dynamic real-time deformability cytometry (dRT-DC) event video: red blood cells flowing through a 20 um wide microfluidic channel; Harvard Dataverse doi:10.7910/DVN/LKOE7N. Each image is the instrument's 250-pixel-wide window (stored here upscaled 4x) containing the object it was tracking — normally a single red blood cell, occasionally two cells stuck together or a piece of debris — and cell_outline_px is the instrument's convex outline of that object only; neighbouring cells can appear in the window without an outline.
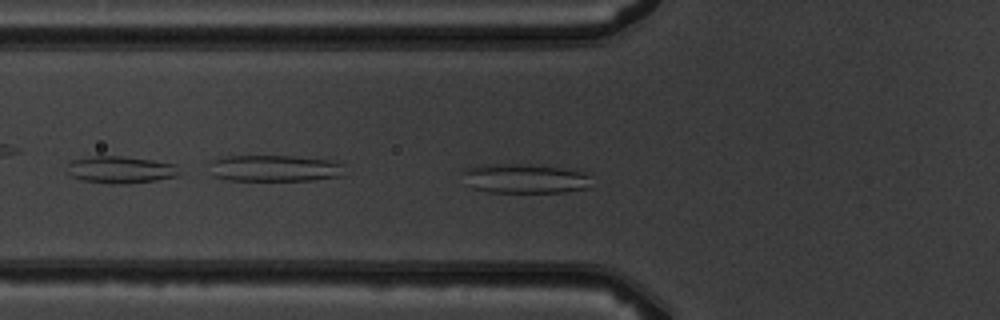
{"species": "common noctule bat (a hibernating species)", "species_latin": "Nyctalus noctula", "temperature_condition": "warm", "stored_images_in_passage": 7, "camera_frame_rate_fps": 3000, "um_per_image_px": 0.085, "animal": {"sex": "male", "body_mass_g": 19.5, "forearm_length_mm": 54.6}, "frame": {"image": 1, "passage_image": 7, "time_ms": 7.0, "image_size_px": [1000, 320], "cell_outline_px": [[588, 176], [584, 188], [564, 192], [488, 192], [472, 188], [460, 172], [464, 168], [480, 164], [532, 164], [560, 168], [584, 172]], "centroid_in_image_um": [44.47, 15.16], "position_along_channel_um": 81.3, "area_um2": 21.91}}